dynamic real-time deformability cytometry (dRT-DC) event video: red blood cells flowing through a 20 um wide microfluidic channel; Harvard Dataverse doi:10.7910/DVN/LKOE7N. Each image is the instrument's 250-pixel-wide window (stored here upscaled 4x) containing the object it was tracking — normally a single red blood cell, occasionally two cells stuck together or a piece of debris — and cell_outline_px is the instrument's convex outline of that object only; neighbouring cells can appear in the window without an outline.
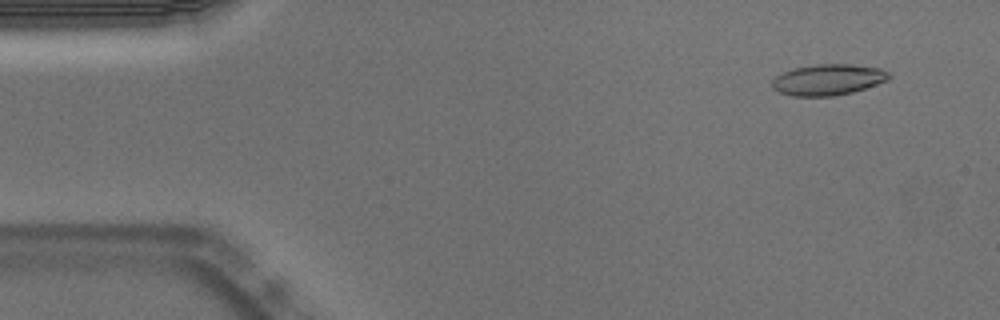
{"species": "Egyptian fruit bat (a non-hibernating species)", "species_latin": "Rousettus aegyptiacus", "temperature_condition": "warm", "stored_images_in_passage": 5, "camera_frame_rate_fps": 3000, "um_per_image_px": 0.085, "animal": {"sex": "male"}, "frame": {"image": 1, "passage_image": 4, "time_ms": 1.0, "image_size_px": [1000, 320], "cell_outline_px": [[892, 76], [888, 80], [852, 92], [832, 96], [792, 96], [780, 92], [772, 88], [772, 80], [776, 76], [792, 68], [816, 64], [852, 64], [880, 68], [888, 72]], "centroid_in_image_um": [70.38, 6.76], "position_along_channel_um": 14.6, "area_um2": 21.1}}